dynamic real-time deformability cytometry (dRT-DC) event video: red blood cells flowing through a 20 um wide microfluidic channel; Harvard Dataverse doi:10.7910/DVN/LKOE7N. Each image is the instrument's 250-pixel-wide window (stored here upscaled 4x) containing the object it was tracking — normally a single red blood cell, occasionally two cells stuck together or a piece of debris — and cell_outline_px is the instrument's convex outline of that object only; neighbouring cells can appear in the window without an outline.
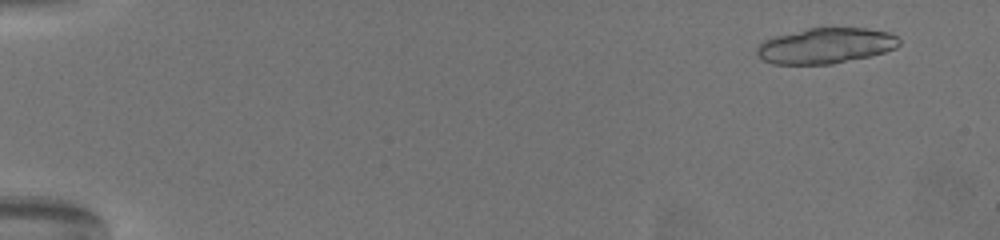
{"species": "common noctule bat (a hibernating species)", "species_latin": "Nyctalus noctula", "temperature_condition": "warm", "stored_images_in_passage": 27, "segment_of_instrument_passage": [1, 2], "camera_frame_rate_fps": 3000, "um_per_image_px": 0.085, "animal": {"sex": "female", "body_mass_g": 19.5, "forearm_length_mm": 54.1}, "frame": {"image": 1, "passage_image": 5, "time_ms": 1.333, "image_size_px": [1000, 240], "cell_outline_px": [[900, 44], [896, 48], [884, 52], [868, 56], [832, 64], [772, 64], [764, 60], [756, 52], [756, 48], [764, 40], [776, 36], [808, 28], [868, 28], [888, 32], [896, 36], [900, 40]], "centroid_in_image_um": [70.19, 3.88], "position_along_channel_um": 14.8, "area_um2": 29.3}}
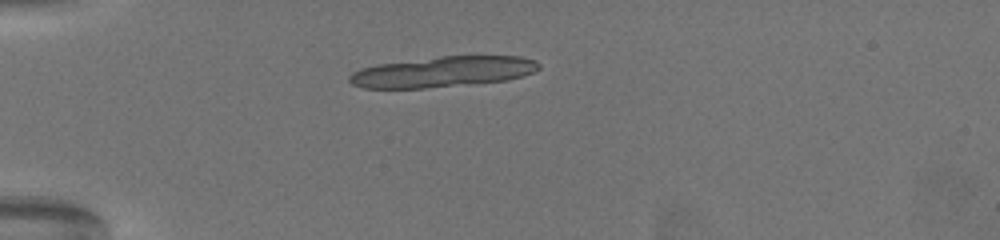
{"frame": {"image": 2, "passage_image": 19, "time_ms": 6.0, "image_size_px": [1000, 240], "cell_outline_px": [[540, 68], [532, 72], [508, 80], [424, 88], [364, 88], [352, 84], [348, 80], [348, 76], [352, 72], [376, 64], [440, 56], [520, 56], [536, 60], [540, 64]], "centroid_in_image_um": [37.63, 6.09], "position_along_channel_um": 47.4, "area_um2": 33.64}}